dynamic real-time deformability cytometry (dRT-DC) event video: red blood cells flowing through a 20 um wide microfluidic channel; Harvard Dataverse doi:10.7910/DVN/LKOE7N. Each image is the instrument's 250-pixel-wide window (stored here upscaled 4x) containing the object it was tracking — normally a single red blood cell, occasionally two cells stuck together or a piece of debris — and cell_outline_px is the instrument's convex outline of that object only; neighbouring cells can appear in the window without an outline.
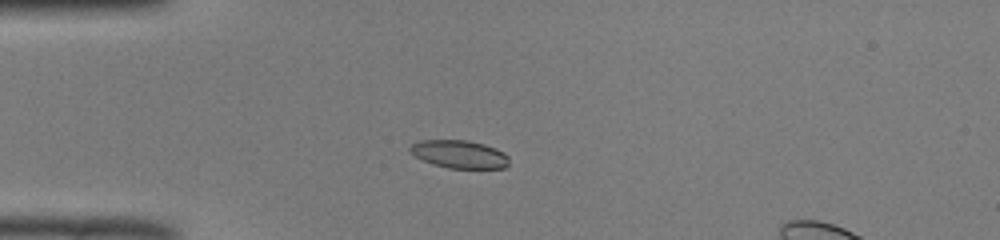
{"species": "common noctule bat (a hibernating species)", "species_latin": "Nyctalus noctula", "temperature_condition": "room temperature", "stored_images_in_passage": 36, "camera_frame_rate_fps": 3000, "um_per_image_px": 0.085, "animal": {"sex": "male", "body_mass_g": 19.0, "forearm_length_mm": 50.8}, "frame": {"image": 1, "passage_image": 1, "time_ms": 0.0, "image_size_px": [1000, 240], "cell_outline_px": [[508, 164], [504, 168], [448, 168], [432, 164], [408, 152], [408, 148], [412, 144], [420, 140], [468, 140], [484, 144], [496, 148], [504, 152], [508, 156]], "centroid_in_image_um": [39.03, 13.1], "position_along_channel_um": 46.0, "area_um2": 16.18}}
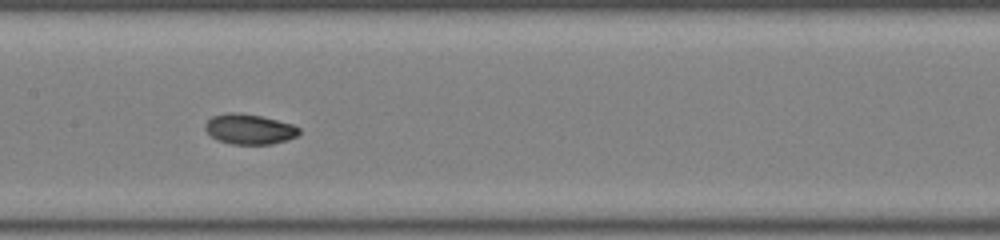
{"frame": {"image": 2, "passage_image": 13, "time_ms": 4.0, "image_size_px": [1000, 240], "cell_outline_px": [[300, 132], [296, 136], [272, 144], [232, 144], [216, 140], [204, 128], [204, 124], [212, 116], [232, 112], [236, 112], [260, 116], [292, 124], [300, 128]], "centroid_in_image_um": [21.17, 10.98], "position_along_channel_um": 186.2, "area_um2": 16.36}}
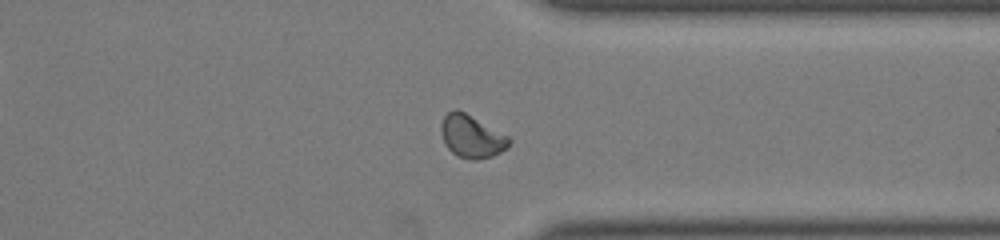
{"frame": {"image": 3, "passage_image": 27, "time_ms": 8.667, "image_size_px": [1000, 240], "cell_outline_px": [[512, 140], [508, 148], [492, 156], [476, 160], [468, 160], [456, 156], [444, 144], [440, 132], [440, 124], [444, 116], [448, 112], [456, 108], [464, 112], [508, 136]], "centroid_in_image_um": [40.06, 11.61], "position_along_channel_um": 371.3, "area_um2": 17.05}}